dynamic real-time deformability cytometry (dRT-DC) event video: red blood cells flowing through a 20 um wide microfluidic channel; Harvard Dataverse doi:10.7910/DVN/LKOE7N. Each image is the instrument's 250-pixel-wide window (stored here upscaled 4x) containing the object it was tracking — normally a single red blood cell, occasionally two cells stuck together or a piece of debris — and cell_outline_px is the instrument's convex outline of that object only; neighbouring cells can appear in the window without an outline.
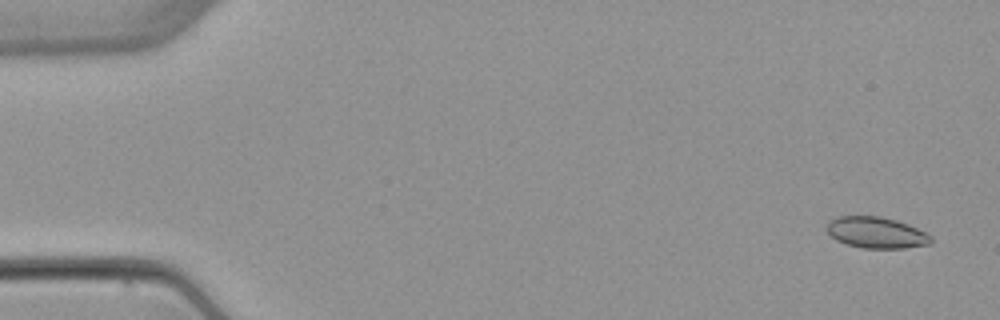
{"species": "common noctule bat (a hibernating species)", "species_latin": "Nyctalus noctula", "temperature_condition": "warm", "stored_images_in_passage": 5, "camera_frame_rate_fps": 3000, "um_per_image_px": 0.085, "animal": {"sex": "female", "body_mass_g": 22.7, "forearm_length_mm": 54.2}, "frame": {"image": 1, "passage_image": 1, "time_ms": 0.0, "image_size_px": [1000, 320], "cell_outline_px": [[932, 240], [928, 244], [904, 248], [860, 248], [836, 240], [828, 232], [828, 224], [832, 220], [840, 216], [880, 216], [896, 220], [908, 224], [932, 236]], "centroid_in_image_um": [74.5, 19.77], "position_along_channel_um": 10.5, "area_um2": 18.67}}
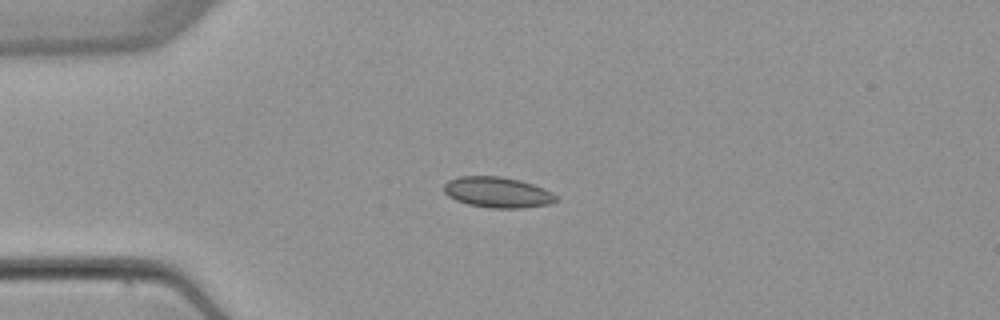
{"frame": {"image": 2, "passage_image": 4, "time_ms": 3.667, "image_size_px": [1000, 320], "cell_outline_px": [[556, 200], [548, 204], [520, 208], [488, 208], [468, 204], [456, 200], [448, 196], [444, 192], [444, 184], [448, 180], [460, 176], [500, 176], [520, 180], [544, 188], [552, 192], [556, 196]], "centroid_in_image_um": [42.26, 16.34], "position_along_channel_um": 42.7, "area_um2": 20.0}}